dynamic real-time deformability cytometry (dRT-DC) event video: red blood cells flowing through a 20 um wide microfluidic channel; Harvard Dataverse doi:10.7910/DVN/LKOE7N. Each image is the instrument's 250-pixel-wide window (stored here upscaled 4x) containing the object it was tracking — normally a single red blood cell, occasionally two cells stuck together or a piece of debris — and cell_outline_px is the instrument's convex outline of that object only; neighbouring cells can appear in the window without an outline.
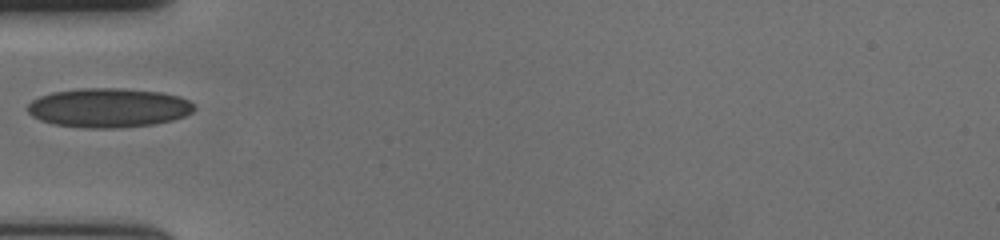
{"species": "human", "species_latin": "Homo sapiens", "temperature_condition": "cold", "stored_images_in_passage": 38, "camera_frame_rate_fps": 3000, "um_per_image_px": 0.085, "donor": {"sex": "female"}, "frame": {"image": 1, "passage_image": 1, "time_ms": 0.0, "image_size_px": [1000, 240], "cell_outline_px": [[196, 108], [192, 112], [184, 116], [172, 120], [152, 124], [116, 128], [84, 128], [56, 124], [40, 120], [32, 116], [24, 108], [32, 100], [40, 96], [52, 92], [76, 88], [120, 88], [160, 92], [180, 96], [188, 100]], "centroid_in_image_um": [9.19, 9.15], "position_along_channel_um": 75.8, "area_um2": 38.21}}
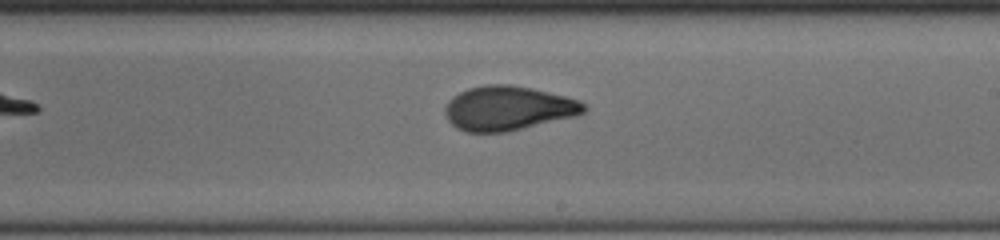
{"frame": {"image": 2, "passage_image": 15, "time_ms": 4.667, "image_size_px": [1000, 240], "cell_outline_px": [[588, 108], [584, 112], [576, 116], [508, 132], [464, 132], [456, 128], [448, 120], [444, 112], [444, 108], [448, 100], [452, 96], [468, 88], [488, 84], [512, 84], [532, 88], [580, 100], [588, 104]], "centroid_in_image_um": [43.19, 9.2], "position_along_channel_um": 245.8, "area_um2": 36.3}}
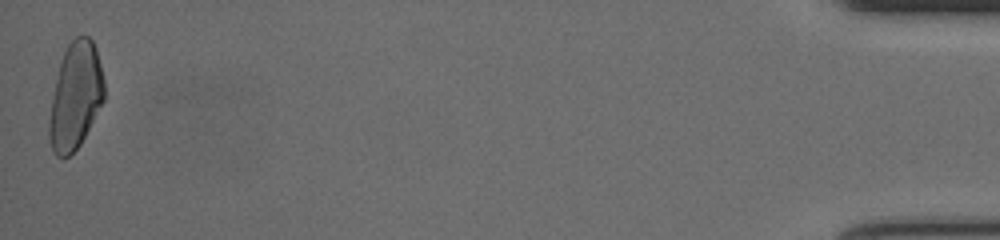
{"frame": {"image": 3, "passage_image": 38, "time_ms": 12.333, "image_size_px": [1000, 240], "cell_outline_px": [[104, 100], [80, 144], [68, 156], [56, 156], [52, 152], [48, 140], [48, 124], [52, 96], [60, 64], [64, 52], [68, 44], [76, 36], [88, 36], [92, 40], [96, 48], [104, 80]], "centroid_in_image_um": [6.4, 8.17], "position_along_channel_um": 428.8, "area_um2": 33.99}}